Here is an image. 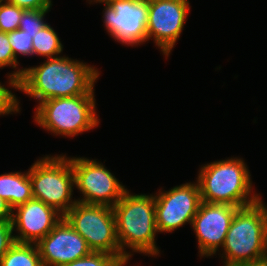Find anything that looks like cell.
Here are the masks:
<instances>
[{"label": "cell", "instance_id": "cell-5", "mask_svg": "<svg viewBox=\"0 0 267 266\" xmlns=\"http://www.w3.org/2000/svg\"><path fill=\"white\" fill-rule=\"evenodd\" d=\"M95 93L47 99L38 103L34 122L56 136L75 137L98 127Z\"/></svg>", "mask_w": 267, "mask_h": 266}, {"label": "cell", "instance_id": "cell-29", "mask_svg": "<svg viewBox=\"0 0 267 266\" xmlns=\"http://www.w3.org/2000/svg\"><path fill=\"white\" fill-rule=\"evenodd\" d=\"M129 262V259L121 261L118 266H127ZM127 264V265H126Z\"/></svg>", "mask_w": 267, "mask_h": 266}, {"label": "cell", "instance_id": "cell-11", "mask_svg": "<svg viewBox=\"0 0 267 266\" xmlns=\"http://www.w3.org/2000/svg\"><path fill=\"white\" fill-rule=\"evenodd\" d=\"M190 8L188 0H148L147 42L153 40L165 59L181 36Z\"/></svg>", "mask_w": 267, "mask_h": 266}, {"label": "cell", "instance_id": "cell-14", "mask_svg": "<svg viewBox=\"0 0 267 266\" xmlns=\"http://www.w3.org/2000/svg\"><path fill=\"white\" fill-rule=\"evenodd\" d=\"M12 211L13 231L17 233L14 237L19 243L37 244L63 218L55 208L35 198L16 206Z\"/></svg>", "mask_w": 267, "mask_h": 266}, {"label": "cell", "instance_id": "cell-18", "mask_svg": "<svg viewBox=\"0 0 267 266\" xmlns=\"http://www.w3.org/2000/svg\"><path fill=\"white\" fill-rule=\"evenodd\" d=\"M18 64L19 61L14 57L8 34L0 31V69L8 66L13 67L14 70L16 69L6 76L8 78V87L11 89H16V82L22 77L24 72V68H17Z\"/></svg>", "mask_w": 267, "mask_h": 266}, {"label": "cell", "instance_id": "cell-22", "mask_svg": "<svg viewBox=\"0 0 267 266\" xmlns=\"http://www.w3.org/2000/svg\"><path fill=\"white\" fill-rule=\"evenodd\" d=\"M120 262L113 254L92 251L85 257L60 266H118Z\"/></svg>", "mask_w": 267, "mask_h": 266}, {"label": "cell", "instance_id": "cell-1", "mask_svg": "<svg viewBox=\"0 0 267 266\" xmlns=\"http://www.w3.org/2000/svg\"><path fill=\"white\" fill-rule=\"evenodd\" d=\"M101 73L96 67L67 56L49 58L39 66L24 68L16 90L39 103L47 99L95 93Z\"/></svg>", "mask_w": 267, "mask_h": 266}, {"label": "cell", "instance_id": "cell-23", "mask_svg": "<svg viewBox=\"0 0 267 266\" xmlns=\"http://www.w3.org/2000/svg\"><path fill=\"white\" fill-rule=\"evenodd\" d=\"M15 93H12V90H9L5 87V84L2 85L0 82V116L8 115L14 113H20V100Z\"/></svg>", "mask_w": 267, "mask_h": 266}, {"label": "cell", "instance_id": "cell-13", "mask_svg": "<svg viewBox=\"0 0 267 266\" xmlns=\"http://www.w3.org/2000/svg\"><path fill=\"white\" fill-rule=\"evenodd\" d=\"M37 246L43 266H60L92 252L86 240L64 218L37 243Z\"/></svg>", "mask_w": 267, "mask_h": 266}, {"label": "cell", "instance_id": "cell-17", "mask_svg": "<svg viewBox=\"0 0 267 266\" xmlns=\"http://www.w3.org/2000/svg\"><path fill=\"white\" fill-rule=\"evenodd\" d=\"M32 44L33 56L37 55L49 59L59 57L63 52V45L59 36L50 24L33 37Z\"/></svg>", "mask_w": 267, "mask_h": 266}, {"label": "cell", "instance_id": "cell-4", "mask_svg": "<svg viewBox=\"0 0 267 266\" xmlns=\"http://www.w3.org/2000/svg\"><path fill=\"white\" fill-rule=\"evenodd\" d=\"M220 250L224 266H241L267 257V205L262 199L236 211Z\"/></svg>", "mask_w": 267, "mask_h": 266}, {"label": "cell", "instance_id": "cell-20", "mask_svg": "<svg viewBox=\"0 0 267 266\" xmlns=\"http://www.w3.org/2000/svg\"><path fill=\"white\" fill-rule=\"evenodd\" d=\"M23 10L5 0H0V31L8 33L18 29Z\"/></svg>", "mask_w": 267, "mask_h": 266}, {"label": "cell", "instance_id": "cell-15", "mask_svg": "<svg viewBox=\"0 0 267 266\" xmlns=\"http://www.w3.org/2000/svg\"><path fill=\"white\" fill-rule=\"evenodd\" d=\"M0 198L14 209L33 198L29 169L26 172H9L0 175Z\"/></svg>", "mask_w": 267, "mask_h": 266}, {"label": "cell", "instance_id": "cell-7", "mask_svg": "<svg viewBox=\"0 0 267 266\" xmlns=\"http://www.w3.org/2000/svg\"><path fill=\"white\" fill-rule=\"evenodd\" d=\"M63 218L93 252L113 254L120 261L128 259L120 250L113 207L77 201Z\"/></svg>", "mask_w": 267, "mask_h": 266}, {"label": "cell", "instance_id": "cell-16", "mask_svg": "<svg viewBox=\"0 0 267 266\" xmlns=\"http://www.w3.org/2000/svg\"><path fill=\"white\" fill-rule=\"evenodd\" d=\"M0 266H43L37 244L15 242L1 258Z\"/></svg>", "mask_w": 267, "mask_h": 266}, {"label": "cell", "instance_id": "cell-9", "mask_svg": "<svg viewBox=\"0 0 267 266\" xmlns=\"http://www.w3.org/2000/svg\"><path fill=\"white\" fill-rule=\"evenodd\" d=\"M102 14L105 30L118 43L131 47L146 43L148 0H111Z\"/></svg>", "mask_w": 267, "mask_h": 266}, {"label": "cell", "instance_id": "cell-6", "mask_svg": "<svg viewBox=\"0 0 267 266\" xmlns=\"http://www.w3.org/2000/svg\"><path fill=\"white\" fill-rule=\"evenodd\" d=\"M33 198L55 208L63 216L77 202L73 197L74 173L65 154L46 155L29 168Z\"/></svg>", "mask_w": 267, "mask_h": 266}, {"label": "cell", "instance_id": "cell-26", "mask_svg": "<svg viewBox=\"0 0 267 266\" xmlns=\"http://www.w3.org/2000/svg\"><path fill=\"white\" fill-rule=\"evenodd\" d=\"M13 209L8 205V202L0 198V222L12 221Z\"/></svg>", "mask_w": 267, "mask_h": 266}, {"label": "cell", "instance_id": "cell-21", "mask_svg": "<svg viewBox=\"0 0 267 266\" xmlns=\"http://www.w3.org/2000/svg\"><path fill=\"white\" fill-rule=\"evenodd\" d=\"M7 34L16 59H18L17 57L19 55L28 57L33 56V37H30L25 31L20 29L8 32Z\"/></svg>", "mask_w": 267, "mask_h": 266}, {"label": "cell", "instance_id": "cell-27", "mask_svg": "<svg viewBox=\"0 0 267 266\" xmlns=\"http://www.w3.org/2000/svg\"><path fill=\"white\" fill-rule=\"evenodd\" d=\"M241 266H267V257L258 261L243 264Z\"/></svg>", "mask_w": 267, "mask_h": 266}, {"label": "cell", "instance_id": "cell-3", "mask_svg": "<svg viewBox=\"0 0 267 266\" xmlns=\"http://www.w3.org/2000/svg\"><path fill=\"white\" fill-rule=\"evenodd\" d=\"M196 179L201 199L206 203L242 208L261 199L260 193L252 191L250 170L242 158L231 157L201 165Z\"/></svg>", "mask_w": 267, "mask_h": 266}, {"label": "cell", "instance_id": "cell-2", "mask_svg": "<svg viewBox=\"0 0 267 266\" xmlns=\"http://www.w3.org/2000/svg\"><path fill=\"white\" fill-rule=\"evenodd\" d=\"M113 210L120 250L129 260L134 252L148 257L160 255L155 239L158 230L154 194H133L127 190Z\"/></svg>", "mask_w": 267, "mask_h": 266}, {"label": "cell", "instance_id": "cell-12", "mask_svg": "<svg viewBox=\"0 0 267 266\" xmlns=\"http://www.w3.org/2000/svg\"><path fill=\"white\" fill-rule=\"evenodd\" d=\"M238 209L233 205L202 201L191 225L197 237L200 258L212 257L219 252Z\"/></svg>", "mask_w": 267, "mask_h": 266}, {"label": "cell", "instance_id": "cell-19", "mask_svg": "<svg viewBox=\"0 0 267 266\" xmlns=\"http://www.w3.org/2000/svg\"><path fill=\"white\" fill-rule=\"evenodd\" d=\"M50 11V9L23 10L18 29L25 31L30 37H35L41 29L48 25L44 18Z\"/></svg>", "mask_w": 267, "mask_h": 266}, {"label": "cell", "instance_id": "cell-24", "mask_svg": "<svg viewBox=\"0 0 267 266\" xmlns=\"http://www.w3.org/2000/svg\"><path fill=\"white\" fill-rule=\"evenodd\" d=\"M12 221L0 222V261L9 248L16 242Z\"/></svg>", "mask_w": 267, "mask_h": 266}, {"label": "cell", "instance_id": "cell-10", "mask_svg": "<svg viewBox=\"0 0 267 266\" xmlns=\"http://www.w3.org/2000/svg\"><path fill=\"white\" fill-rule=\"evenodd\" d=\"M155 196L156 225L160 233H172L193 218L202 203L199 185L186 182L170 190L158 189Z\"/></svg>", "mask_w": 267, "mask_h": 266}, {"label": "cell", "instance_id": "cell-28", "mask_svg": "<svg viewBox=\"0 0 267 266\" xmlns=\"http://www.w3.org/2000/svg\"><path fill=\"white\" fill-rule=\"evenodd\" d=\"M87 1H89V2H88L89 4H92V3H93V4H94V3H99V4H100V3H101V4L104 3V4H105V3H109L111 0H87Z\"/></svg>", "mask_w": 267, "mask_h": 266}, {"label": "cell", "instance_id": "cell-8", "mask_svg": "<svg viewBox=\"0 0 267 266\" xmlns=\"http://www.w3.org/2000/svg\"><path fill=\"white\" fill-rule=\"evenodd\" d=\"M74 185L79 190L78 202L113 207L127 191L122 182L103 163L85 157H69Z\"/></svg>", "mask_w": 267, "mask_h": 266}, {"label": "cell", "instance_id": "cell-25", "mask_svg": "<svg viewBox=\"0 0 267 266\" xmlns=\"http://www.w3.org/2000/svg\"><path fill=\"white\" fill-rule=\"evenodd\" d=\"M6 2L16 5L24 10L51 9L52 0H5Z\"/></svg>", "mask_w": 267, "mask_h": 266}]
</instances>
